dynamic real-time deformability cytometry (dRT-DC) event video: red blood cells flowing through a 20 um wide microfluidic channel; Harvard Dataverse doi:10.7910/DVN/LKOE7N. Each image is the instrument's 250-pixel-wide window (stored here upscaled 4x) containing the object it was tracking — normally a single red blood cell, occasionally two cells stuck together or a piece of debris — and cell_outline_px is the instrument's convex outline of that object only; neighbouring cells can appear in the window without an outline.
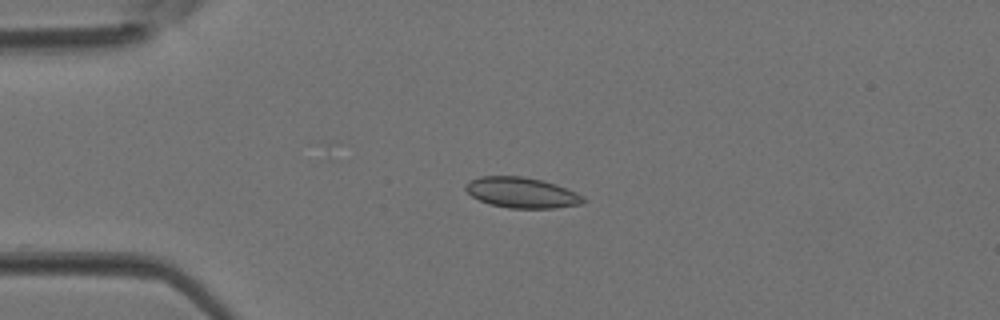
{"species": "Egyptian fruit bat (a non-hibernating species)", "species_latin": "Rousettus aegyptiacus", "temperature_condition": "room temperature", "stored_images_in_passage": 2, "camera_frame_rate_fps": 3000, "um_per_image_px": 0.085, "animal": {"sex": "female"}, "frame": {"image": 1, "passage_image": 2, "time_ms": 0.333, "image_size_px": [1000, 320], "cell_outline_px": [[588, 200], [580, 204], [556, 208], [508, 208], [488, 204], [472, 196], [464, 188], [464, 184], [468, 180], [480, 176], [524, 176], [544, 180], [556, 184], [576, 192], [584, 196]], "centroid_in_image_um": [44.34, 16.36], "position_along_channel_um": 40.7, "area_um2": 21.27}}